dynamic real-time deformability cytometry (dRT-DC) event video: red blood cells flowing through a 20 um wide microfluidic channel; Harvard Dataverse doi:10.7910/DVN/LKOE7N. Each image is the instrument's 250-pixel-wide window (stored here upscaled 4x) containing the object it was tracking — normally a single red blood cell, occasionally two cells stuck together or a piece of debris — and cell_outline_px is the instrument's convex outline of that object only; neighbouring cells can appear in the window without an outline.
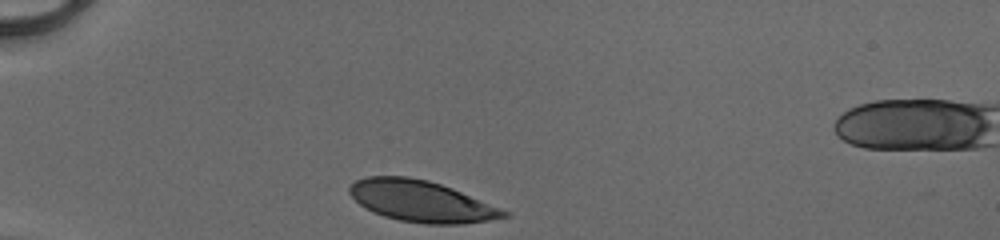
{"species": "human", "species_latin": "Homo sapiens", "temperature_condition": "cold", "stored_images_in_passage": 29, "camera_frame_rate_fps": 3000, "um_per_image_px": 0.085, "donor": {"sex": "male"}, "frame": {"image": 1, "passage_image": 1, "time_ms": 0.0, "image_size_px": [1000, 240], "cell_outline_px": [[508, 216], [488, 220], [460, 224], [424, 224], [400, 220], [384, 216], [372, 212], [360, 204], [348, 192], [348, 188], [356, 180], [368, 176], [408, 176], [428, 180], [452, 188], [500, 208], [508, 212]], "centroid_in_image_um": [35.77, 17.1], "position_along_channel_um": 49.2, "area_um2": 36.76}}
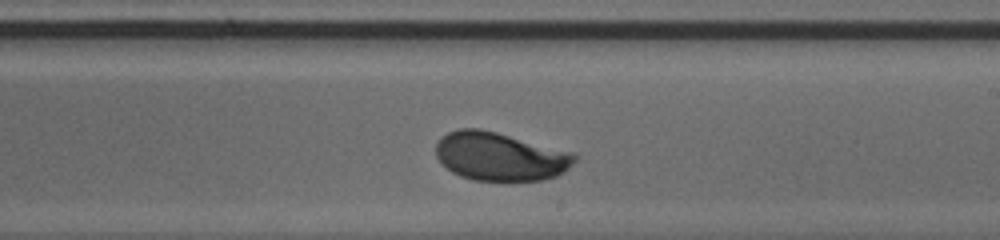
{"frame": {"image": 2, "passage_image": 18, "time_ms": 5.667, "image_size_px": [1000, 240], "cell_outline_px": [[576, 160], [564, 172], [556, 176], [544, 180], [512, 184], [504, 184], [472, 180], [460, 176], [452, 172], [436, 156], [436, 144], [448, 132], [460, 128], [480, 128], [576, 152]], "centroid_in_image_um": [42.56, 13.35], "position_along_channel_um": 246.4, "area_um2": 40.29}}
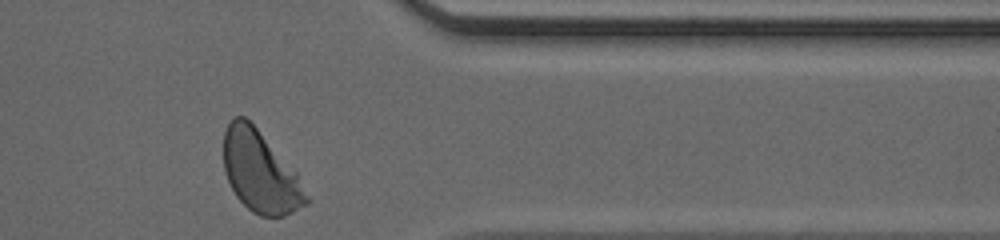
{"frame": {"image": 3, "passage_image": 29, "time_ms": 9.333, "image_size_px": [1000, 240], "cell_outline_px": [[312, 200], [308, 204], [284, 216], [260, 216], [252, 212], [236, 196], [224, 172], [224, 132], [228, 124], [236, 116], [244, 116], [256, 128], [296, 172]], "centroid_in_image_um": [22.14, 14.65], "position_along_channel_um": 389.3, "area_um2": 38.84}, "authors_computed_cell_mechanics": {"area_um2": 39.1884, "velocity_mm_per_s": 4.089, "shape_relaxation_time_tau1_ms": 2.0699, "shape_relaxation_time_tau2_ms": null, "deformation_change_tau1": 0.1332, "deformation_change_tau2": null}}